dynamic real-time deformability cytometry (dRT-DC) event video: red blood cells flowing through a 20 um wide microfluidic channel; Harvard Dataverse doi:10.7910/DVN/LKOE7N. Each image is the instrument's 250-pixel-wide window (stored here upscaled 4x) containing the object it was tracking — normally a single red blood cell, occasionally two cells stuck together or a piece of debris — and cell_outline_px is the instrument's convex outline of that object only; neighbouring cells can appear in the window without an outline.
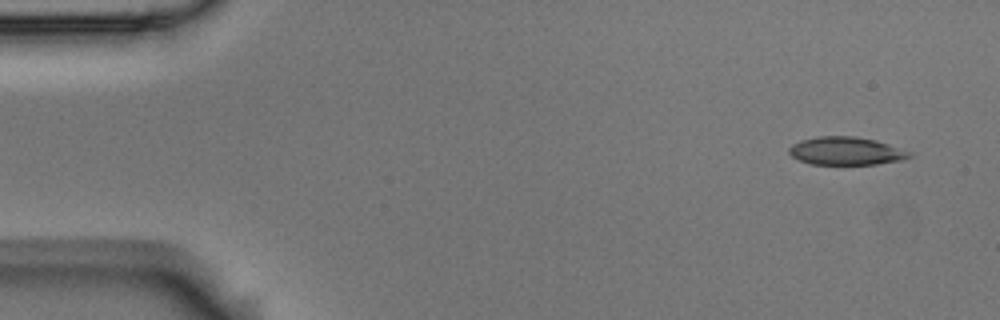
{"species": "Egyptian fruit bat (a non-hibernating species)", "species_latin": "Rousettus aegyptiacus", "temperature_condition": "room temperature", "stored_images_in_passage": 4, "camera_frame_rate_fps": 3000, "um_per_image_px": 0.085, "animal": {"sex": "male"}, "frame": {"image": 1, "passage_image": 1, "time_ms": 0.0, "image_size_px": [1000, 320], "cell_outline_px": [[912, 156], [904, 160], [876, 164], [812, 164], [800, 160], [792, 156], [788, 152], [788, 148], [792, 144], [800, 140], [820, 136], [852, 136], [876, 140], [912, 152]], "centroid_in_image_um": [71.92, 12.83], "position_along_channel_um": 13.1, "area_um2": 19.65}}